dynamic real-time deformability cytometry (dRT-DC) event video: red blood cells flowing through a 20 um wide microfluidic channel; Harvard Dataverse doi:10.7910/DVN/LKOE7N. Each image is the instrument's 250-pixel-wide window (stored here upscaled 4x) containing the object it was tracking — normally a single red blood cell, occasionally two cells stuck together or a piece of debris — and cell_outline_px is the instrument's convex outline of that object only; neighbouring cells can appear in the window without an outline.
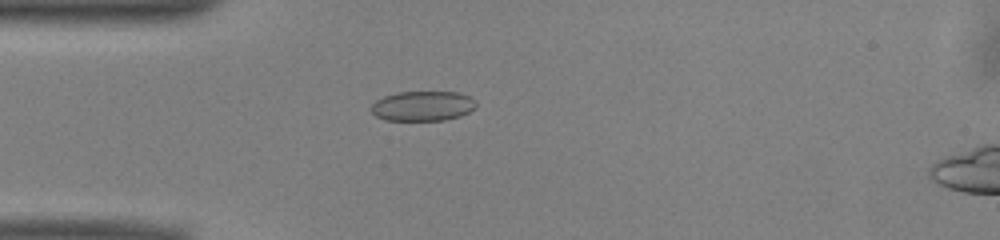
{"species": "common noctule bat (a hibernating species)", "species_latin": "Nyctalus noctula", "temperature_condition": "warm", "stored_images_in_passage": 41, "camera_frame_rate_fps": 3000, "um_per_image_px": 0.085, "animal": {"sex": "male", "body_mass_g": 13.0, "forearm_length_mm": 53.1}, "frame": {"image": 1, "passage_image": 4, "time_ms": 1.0, "image_size_px": [1000, 240], "cell_outline_px": [[476, 108], [460, 116], [444, 120], [384, 120], [376, 116], [372, 112], [372, 104], [376, 100], [384, 96], [396, 92], [460, 92], [476, 100]], "centroid_in_image_um": [35.94, 9.0], "position_along_channel_um": 49.1, "area_um2": 18.32}}
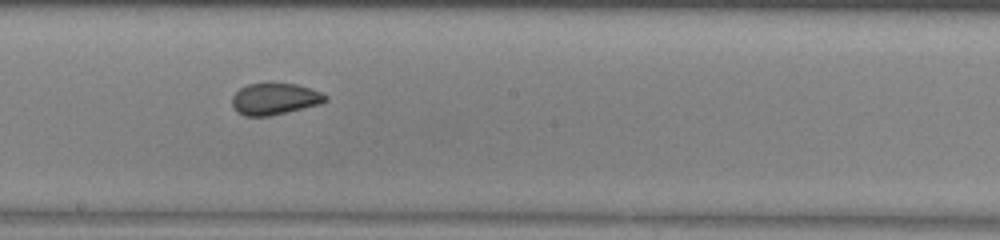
{"frame": {"image": 2, "passage_image": 18, "time_ms": 5.667, "image_size_px": [1000, 240], "cell_outline_px": [[328, 100], [320, 104], [268, 116], [244, 116], [236, 112], [232, 108], [232, 96], [240, 88], [248, 84], [296, 84], [320, 92], [328, 96]], "centroid_in_image_um": [23.32, 8.42], "position_along_channel_um": 224.9, "area_um2": 16.99}}
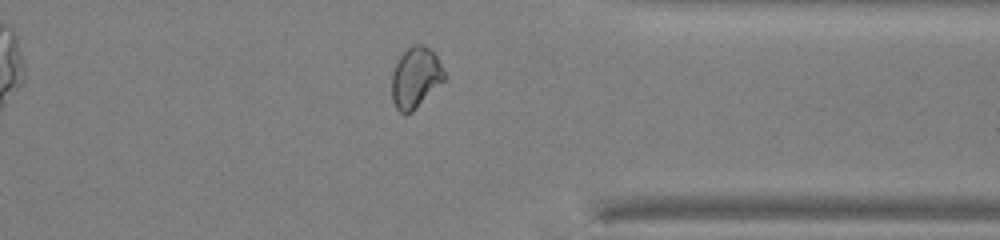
{"frame": {"image": 3, "passage_image": 30, "time_ms": 9.667, "image_size_px": [1000, 240], "cell_outline_px": [[444, 80], [412, 112], [400, 112], [396, 108], [392, 100], [392, 72], [400, 56], [412, 44], [424, 44], [436, 56], [444, 72]], "centroid_in_image_um": [35.3, 6.59], "position_along_channel_um": 376.1, "area_um2": 18.21}, "authors_computed_cell_mechanics": {"area_um2": 18.0914, "velocity_mm_per_s": 3.9796, "shape_relaxation_time_tau1_ms": 7.444, "shape_relaxation_time_tau2_ms": 1.0875, "deformation_change_tau1": 0.132, "deformation_change_tau2": 0.0411}}